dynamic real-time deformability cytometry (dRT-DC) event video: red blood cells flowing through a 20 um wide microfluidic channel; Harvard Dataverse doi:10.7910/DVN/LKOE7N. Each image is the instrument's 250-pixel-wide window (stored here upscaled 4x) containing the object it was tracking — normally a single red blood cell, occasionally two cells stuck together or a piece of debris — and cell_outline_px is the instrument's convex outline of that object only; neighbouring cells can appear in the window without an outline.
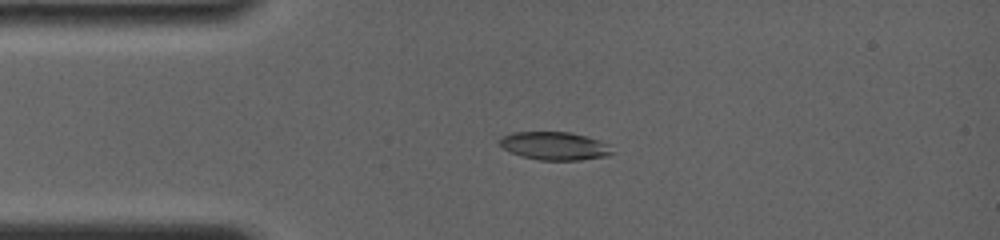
{"species": "common noctule bat (a hibernating species)", "species_latin": "Nyctalus noctula", "temperature_condition": "room temperature", "stored_images_in_passage": 52, "camera_frame_rate_fps": 4000, "um_per_image_px": 0.085, "animal": {"sex": "female", "body_mass_g": 19.0, "forearm_length_mm": 56.7}, "frame": {"image": 1, "passage_image": 2, "time_ms": 0.25, "image_size_px": [1000, 240], "cell_outline_px": [[612, 152], [608, 156], [580, 160], [540, 160], [520, 156], [508, 152], [500, 144], [500, 136], [512, 132], [572, 132], [600, 140], [608, 144]], "centroid_in_image_um": [47.12, 12.4], "position_along_channel_um": 37.9, "area_um2": 18.55}}
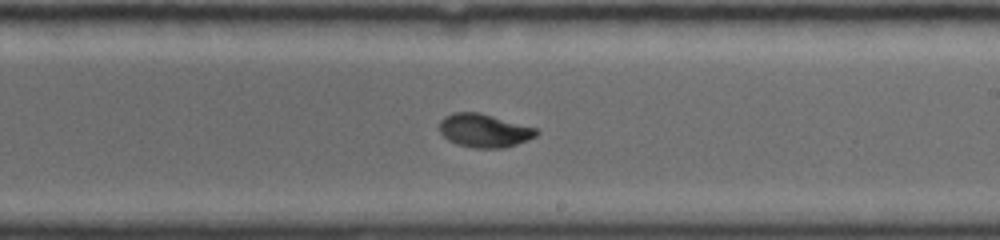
{"frame": {"image": 2, "passage_image": 26, "time_ms": 6.25, "image_size_px": [1000, 240], "cell_outline_px": [[540, 132], [536, 136], [528, 140], [504, 148], [476, 148], [456, 144], [448, 140], [440, 132], [440, 120], [444, 116], [452, 112], [480, 112], [536, 128]], "centroid_in_image_um": [41.15, 11.09], "position_along_channel_um": 247.8, "area_um2": 18.96}}
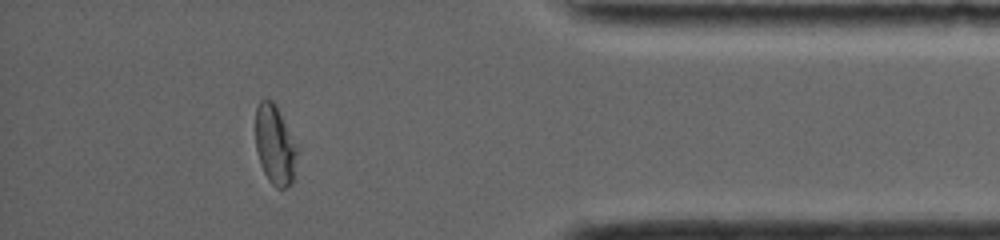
{"frame": {"image": 3, "passage_image": 45, "time_ms": 11.0, "image_size_px": [1000, 240], "cell_outline_px": [[300, 148], [292, 184], [284, 188], [276, 188], [268, 180], [260, 164], [256, 148], [256, 108], [260, 100], [264, 96], [272, 100], [276, 104]], "centroid_in_image_um": [23.41, 12.3], "position_along_channel_um": 411.8, "area_um2": 20.0}, "authors_computed_cell_mechanics": {"area_um2": 19.0162, "velocity_mm_per_s": 3.8827, "shape_relaxation_time_tau1_ms": 5.2117, "shape_relaxation_time_tau2_ms": 1.0894, "deformation_change_tau1": 0.209, "deformation_change_tau2": 0.0389}}